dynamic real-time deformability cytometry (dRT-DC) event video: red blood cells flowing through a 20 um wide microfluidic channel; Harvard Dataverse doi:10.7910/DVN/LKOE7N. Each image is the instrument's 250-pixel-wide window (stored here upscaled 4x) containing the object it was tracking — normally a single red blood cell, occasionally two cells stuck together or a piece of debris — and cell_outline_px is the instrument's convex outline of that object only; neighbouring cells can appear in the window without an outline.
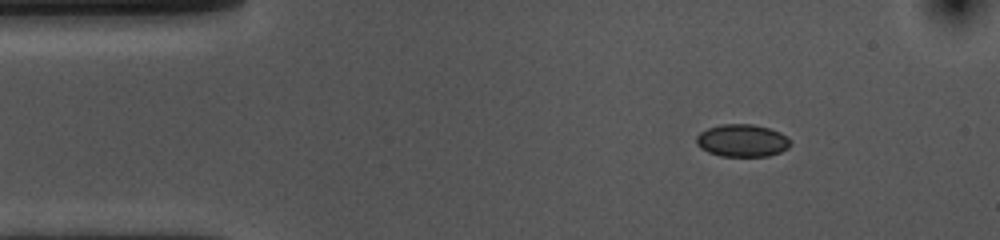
{"species": "common noctule bat (a hibernating species)", "species_latin": "Nyctalus noctula", "temperature_condition": "cold", "stored_images_in_passage": 48, "camera_frame_rate_fps": 3000, "um_per_image_px": 0.085, "animal": {"sex": "female", "body_mass_g": 10.0, "forearm_length_mm": 53.1}, "frame": {"image": 1, "passage_image": 1, "time_ms": 0.0, "image_size_px": [1000, 240], "cell_outline_px": [[792, 144], [788, 148], [780, 152], [768, 156], [720, 156], [708, 152], [700, 148], [696, 144], [696, 136], [700, 132], [708, 128], [720, 124], [752, 124], [768, 128], [780, 132]], "centroid_in_image_um": [63.05, 11.95], "position_along_channel_um": 21.9, "area_um2": 17.8}}
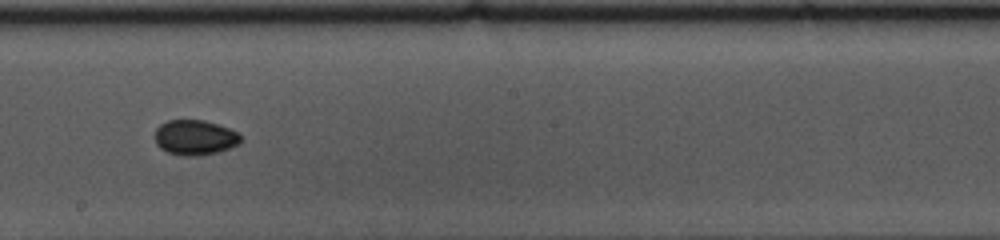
{"frame": {"image": 2, "passage_image": 23, "time_ms": 7.333, "image_size_px": [1000, 240], "cell_outline_px": [[244, 136], [240, 144], [216, 152], [200, 156], [184, 156], [168, 152], [160, 148], [156, 144], [156, 128], [160, 124], [168, 120], [204, 120], [240, 132]], "centroid_in_image_um": [16.61, 11.69], "position_along_channel_um": 231.6, "area_um2": 17.69}}
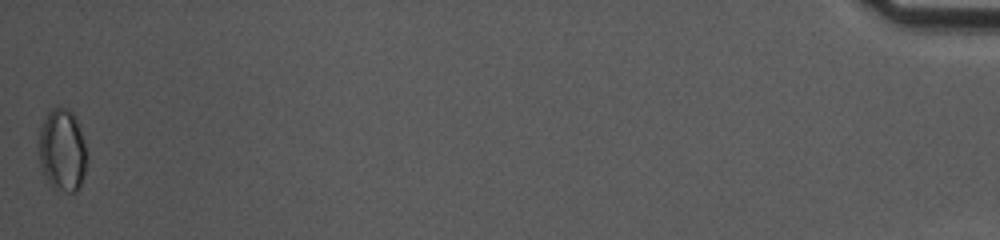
{"frame": {"image": 3, "passage_image": 48, "time_ms": 15.667, "image_size_px": [1000, 240], "cell_outline_px": [[88, 156], [84, 176], [80, 188], [76, 192], [68, 192], [52, 188], [44, 176], [40, 164], [40, 128], [48, 112], [52, 108], [68, 108], [72, 112], [76, 120]], "centroid_in_image_um": [5.31, 12.82], "position_along_channel_um": 429.9, "area_um2": 22.95}, "authors_computed_cell_mechanics": {"area_um2": 17.4845, "velocity_mm_per_s": 3.6184, "shape_relaxation_time_tau1_ms": 2.5859, "shape_relaxation_time_tau2_ms": null, "deformation_change_tau1": 0.0712, "deformation_change_tau2": null}}